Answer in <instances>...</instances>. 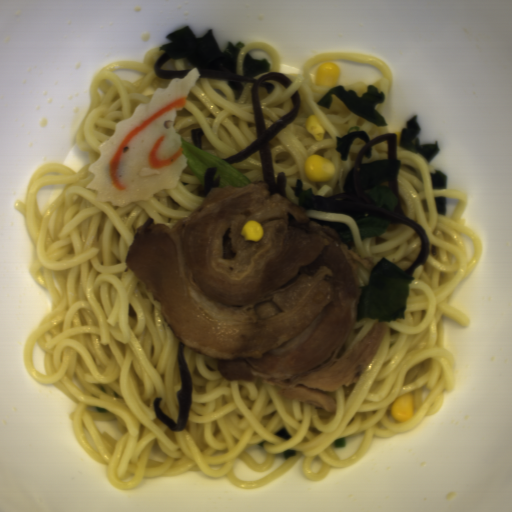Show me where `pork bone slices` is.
<instances>
[{
	"label": "pork bone slices",
	"instance_id": "d1f655de",
	"mask_svg": "<svg viewBox=\"0 0 512 512\" xmlns=\"http://www.w3.org/2000/svg\"><path fill=\"white\" fill-rule=\"evenodd\" d=\"M269 184L214 187L171 227L134 229L124 264L160 302L187 348L216 360L226 381L272 384L276 395L337 413L332 392L358 383L387 324L375 321L346 352L357 315L360 262L340 233ZM255 219L259 242L239 235Z\"/></svg>",
	"mask_w": 512,
	"mask_h": 512
}]
</instances>
